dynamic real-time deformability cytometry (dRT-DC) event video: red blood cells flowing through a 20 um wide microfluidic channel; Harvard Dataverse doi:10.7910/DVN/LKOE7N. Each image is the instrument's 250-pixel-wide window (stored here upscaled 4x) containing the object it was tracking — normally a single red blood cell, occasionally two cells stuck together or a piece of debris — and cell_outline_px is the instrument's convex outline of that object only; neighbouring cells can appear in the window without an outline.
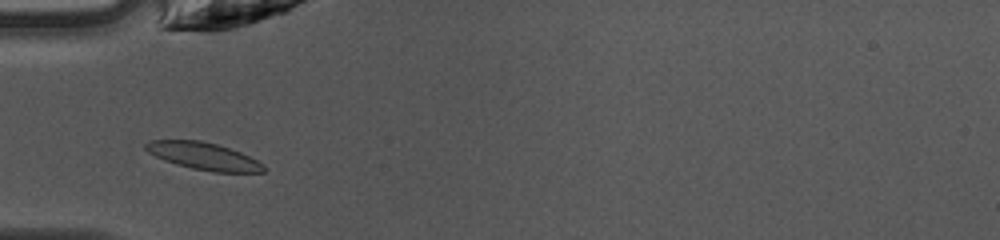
{"species": "common noctule bat (a hibernating species)", "species_latin": "Nyctalus noctula", "temperature_condition": "warm", "stored_images_in_passage": 36, "camera_frame_rate_fps": 3000, "um_per_image_px": 0.085, "animal": {"sex": "female", "body_mass_g": 10.0, "forearm_length_mm": 53.1}, "frame": {"image": 1, "passage_image": 4, "time_ms": 1.0, "image_size_px": [1000, 240], "cell_outline_px": [[264, 172], [212, 172], [192, 168], [176, 164], [164, 160], [148, 152], [144, 148], [144, 144], [152, 140], [200, 140], [216, 144], [240, 152], [264, 164]], "centroid_in_image_um": [17.28, 13.27], "position_along_channel_um": 67.7, "area_um2": 18.55}}
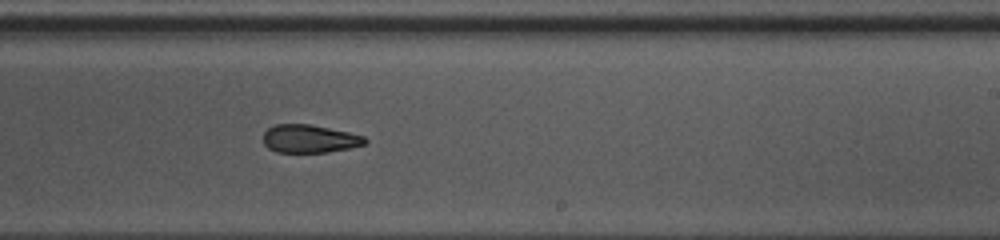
{"frame": {"image": 2, "passage_image": 18, "time_ms": 5.667, "image_size_px": [1000, 240], "cell_outline_px": [[368, 144], [328, 152], [276, 152], [268, 148], [264, 144], [264, 132], [268, 128], [276, 124], [312, 124], [348, 132], [364, 136], [368, 140]], "centroid_in_image_um": [26.33, 11.79], "position_along_channel_um": 262.7, "area_um2": 16.7}}
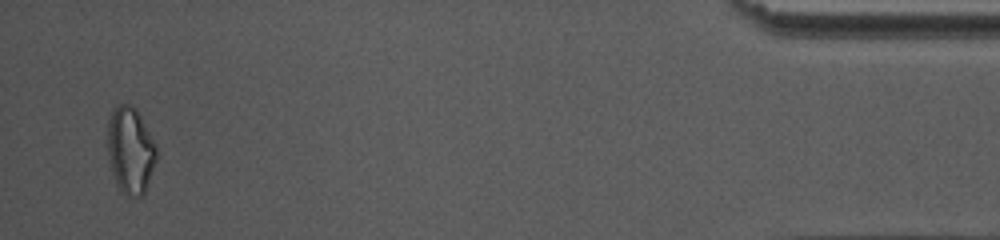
{"frame": {"image": 3, "passage_image": 35, "time_ms": 11.333, "image_size_px": [1000, 240], "cell_outline_px": [[156, 160], [144, 192], [140, 196], [124, 196], [112, 172], [108, 152], [108, 120], [112, 108], [120, 104], [132, 104], [136, 108], [156, 144]], "centroid_in_image_um": [11.08, 12.73], "position_along_channel_um": 424.1, "area_um2": 24.45}, "authors_computed_cell_mechanics": {"area_um2": 18.0625, "velocity_mm_per_s": 4.173, "shape_relaxation_time_tau1_ms": null, "shape_relaxation_time_tau2_ms": 2.9242, "deformation_change_tau1": null, "deformation_change_tau2": 0.1055}}